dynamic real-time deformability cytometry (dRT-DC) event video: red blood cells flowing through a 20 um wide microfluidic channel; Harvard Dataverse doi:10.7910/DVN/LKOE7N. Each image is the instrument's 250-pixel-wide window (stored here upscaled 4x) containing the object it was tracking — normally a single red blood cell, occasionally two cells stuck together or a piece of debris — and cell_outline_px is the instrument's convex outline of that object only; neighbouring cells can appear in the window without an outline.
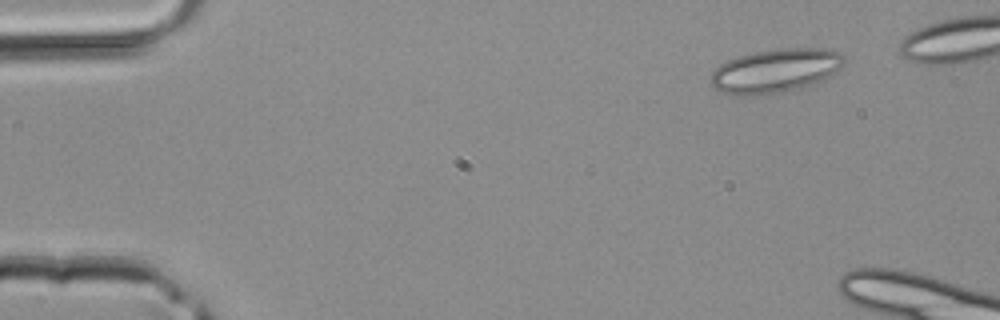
{"species": "common noctule bat (a hibernating species)", "species_latin": "Nyctalus noctula", "temperature_condition": "room temperature", "stored_images_in_passage": 34, "camera_frame_rate_fps": 3000, "um_per_image_px": 0.085, "animal": {"sex": "male", "body_mass_g": 20.4}, "frame": {"image": 1, "passage_image": 1, "time_ms": 0.0, "image_size_px": [1000, 320], "cell_outline_px": [[844, 60], [836, 72], [832, 76], [784, 92], [768, 96], [732, 96], [720, 92], [712, 88], [708, 80], [708, 76], [720, 64], [728, 60], [752, 52], [780, 48], [832, 48], [844, 56]], "centroid_in_image_um": [65.83, 6.03], "position_along_channel_um": 19.2, "area_um2": 34.68}}
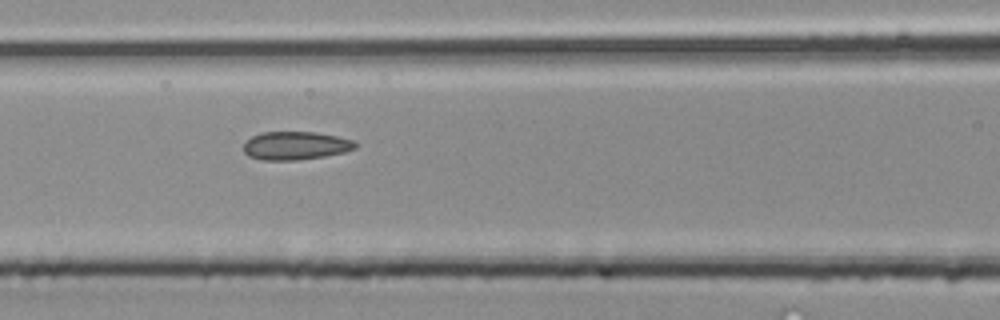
{"frame": {"image": 2, "passage_image": 15, "time_ms": 4.667, "image_size_px": [1000, 320], "cell_outline_px": [[360, 144], [356, 148], [344, 152], [324, 156], [296, 160], [264, 160], [248, 156], [244, 152], [244, 144], [252, 136], [264, 132], [316, 132], [336, 136], [352, 140]], "centroid_in_image_um": [25.14, 12.38], "position_along_channel_um": 141.5, "area_um2": 18.32}}
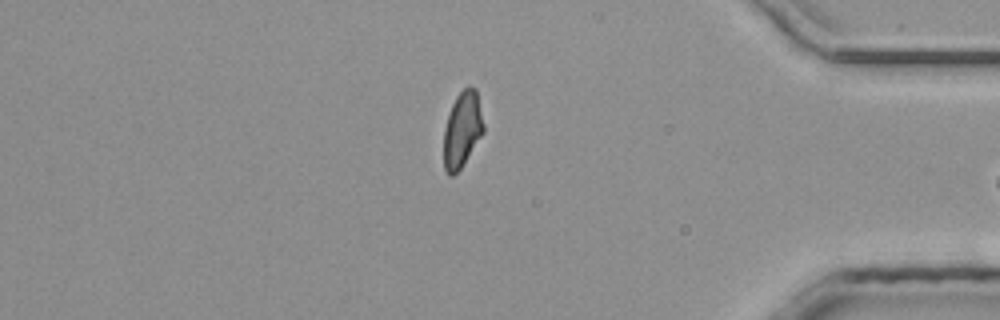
{"frame": {"image": 3, "passage_image": 33, "time_ms": 10.667, "image_size_px": [1000, 320], "cell_outline_px": [[484, 132], [460, 168], [452, 176], [448, 176], [444, 168], [444, 128], [452, 104], [456, 96], [468, 84], [476, 88], [484, 124]], "centroid_in_image_um": [39.29, 10.98], "position_along_channel_um": 395.9, "area_um2": 17.51}}